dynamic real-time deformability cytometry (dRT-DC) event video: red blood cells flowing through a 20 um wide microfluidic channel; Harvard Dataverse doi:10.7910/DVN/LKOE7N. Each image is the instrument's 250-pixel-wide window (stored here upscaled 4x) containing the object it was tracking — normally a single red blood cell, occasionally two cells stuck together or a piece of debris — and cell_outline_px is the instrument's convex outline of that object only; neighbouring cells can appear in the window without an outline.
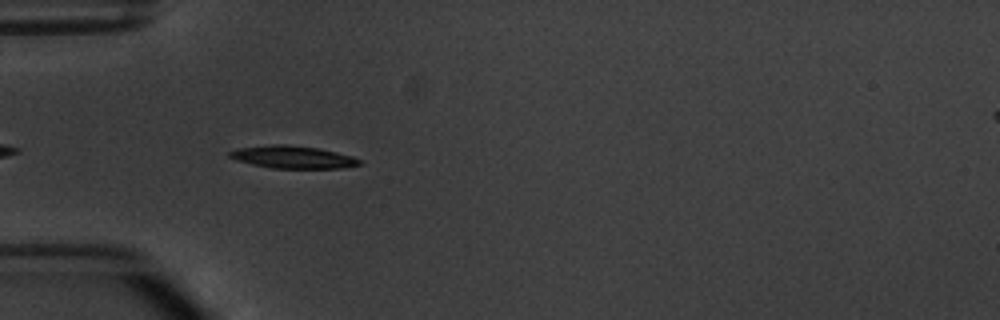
{"species": "common noctule bat (a hibernating species)", "species_latin": "Nyctalus noctula", "temperature_condition": "warm", "stored_images_in_passage": 7, "camera_frame_rate_fps": 3000, "um_per_image_px": 0.085, "animal": {"sex": "male", "body_mass_g": 20.1, "forearm_length_mm": 53.5}, "frame": {"image": 1, "passage_image": 4, "time_ms": 3.667, "image_size_px": [1000, 320], "cell_outline_px": [[364, 164], [340, 168], [272, 168], [252, 164], [236, 160], [228, 156], [228, 152], [236, 148], [272, 144], [284, 144], [316, 148], [336, 152], [352, 156], [360, 160]], "centroid_in_image_um": [24.86, 13.35], "position_along_channel_um": 60.1, "area_um2": 16.99}}
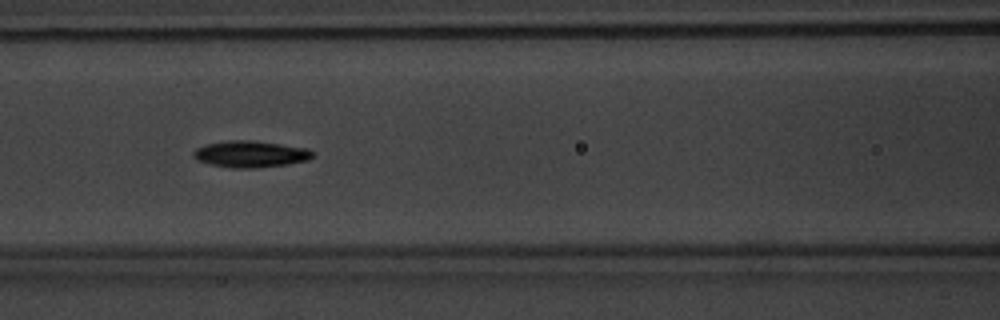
{"frame": {"image": 2, "passage_image": 6, "time_ms": 6.0, "image_size_px": [1000, 320], "cell_outline_px": [[316, 156], [308, 160], [288, 164], [256, 168], [232, 168], [208, 164], [196, 160], [192, 156], [192, 152], [196, 148], [204, 144], [228, 140], [252, 140], [308, 148]], "centroid_in_image_um": [21.26, 13.1], "position_along_channel_um": 145.3, "area_um2": 18.73}}
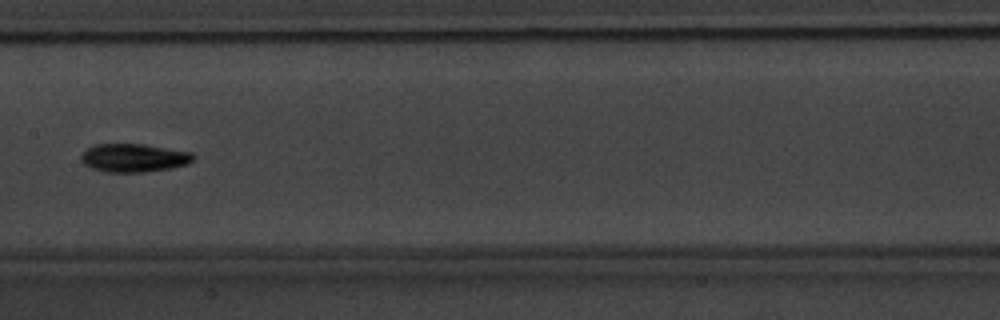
{"frame": {"image": 3, "passage_image": 7, "time_ms": 7.333, "image_size_px": [1000, 320], "cell_outline_px": [[196, 160], [188, 164], [172, 168], [144, 172], [104, 172], [92, 168], [84, 164], [80, 160], [80, 156], [92, 144], [144, 144], [192, 152], [196, 156]], "centroid_in_image_um": [11.41, 13.42], "position_along_channel_um": 196.0, "area_um2": 18.79}}